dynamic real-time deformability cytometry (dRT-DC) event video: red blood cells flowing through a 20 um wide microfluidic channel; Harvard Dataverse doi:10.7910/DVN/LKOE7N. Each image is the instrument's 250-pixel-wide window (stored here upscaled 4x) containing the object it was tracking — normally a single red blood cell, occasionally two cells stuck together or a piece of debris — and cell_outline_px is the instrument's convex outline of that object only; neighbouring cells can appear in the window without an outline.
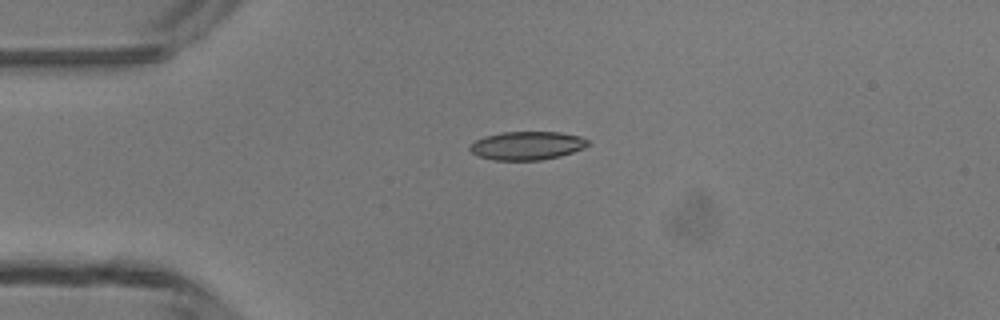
{"species": "common noctule bat (a hibernating species)", "species_latin": "Nyctalus noctula", "temperature_condition": "room temperature", "stored_images_in_passage": 3, "camera_frame_rate_fps": 3000, "um_per_image_px": 0.085, "animal": {"sex": "male", "body_mass_g": 13.3}, "frame": {"image": 1, "passage_image": 1, "time_ms": 0.0, "image_size_px": [1000, 320], "cell_outline_px": [[588, 144], [584, 148], [560, 156], [540, 160], [492, 160], [480, 156], [472, 152], [468, 148], [476, 140], [484, 136], [504, 132], [560, 132], [580, 136], [588, 140]], "centroid_in_image_um": [44.8, 12.37], "position_along_channel_um": 40.2, "area_um2": 19.42}}
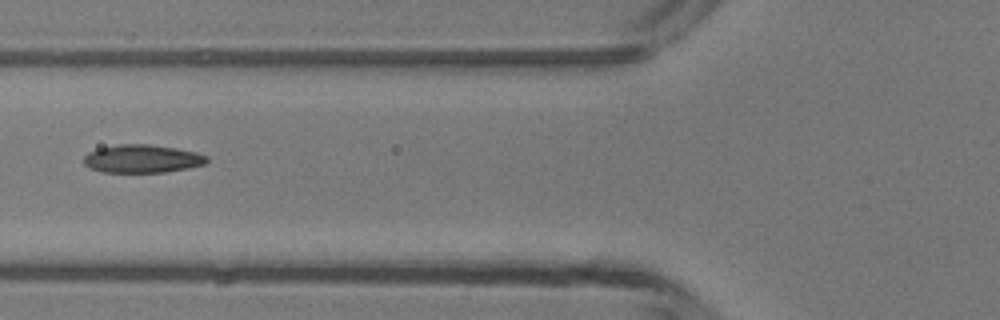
{"frame": {"image": 2, "passage_image": 3, "time_ms": 2.333, "image_size_px": [1000, 320], "cell_outline_px": [[208, 160], [204, 164], [188, 168], [164, 172], [100, 172], [88, 168], [84, 164], [84, 156], [88, 152], [100, 148], [120, 144], [148, 144], [176, 148], [196, 152], [208, 156]], "centroid_in_image_um": [12.07, 13.5], "position_along_channel_um": 113.7, "area_um2": 20.17}}